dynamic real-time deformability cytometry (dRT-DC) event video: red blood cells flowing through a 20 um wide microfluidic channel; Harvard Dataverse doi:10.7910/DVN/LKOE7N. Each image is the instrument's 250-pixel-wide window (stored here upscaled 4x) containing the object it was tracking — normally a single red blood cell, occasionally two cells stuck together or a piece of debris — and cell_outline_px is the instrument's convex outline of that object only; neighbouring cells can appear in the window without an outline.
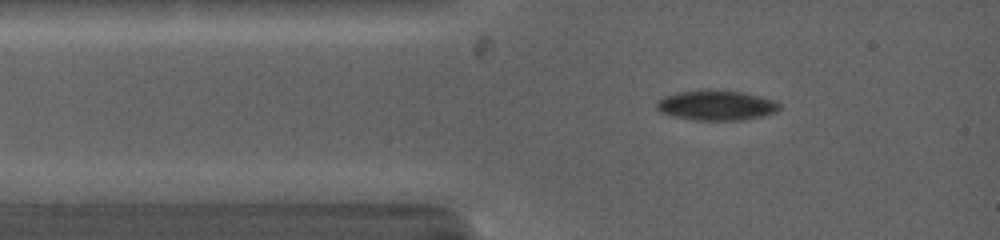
{"species": "common noctule bat (a hibernating species)", "species_latin": "Nyctalus noctula", "temperature_condition": "warm", "stored_images_in_passage": 3, "camera_frame_rate_fps": 5000, "um_per_image_px": 0.085, "animal": {"sex": "female", "body_mass_g": 19.0, "forearm_length_mm": 53.3}, "frame": {"image": 1, "passage_image": 2, "time_ms": 1.0, "image_size_px": [1000, 240], "cell_outline_px": [[780, 108], [776, 112], [764, 116], [744, 120], [692, 120], [672, 116], [660, 112], [656, 108], [656, 100], [664, 96], [676, 92], [700, 88], [708, 88], [740, 92], [760, 96], [776, 100], [780, 104]], "centroid_in_image_um": [60.85, 8.93], "position_along_channel_um": 24.1, "area_um2": 22.14}}